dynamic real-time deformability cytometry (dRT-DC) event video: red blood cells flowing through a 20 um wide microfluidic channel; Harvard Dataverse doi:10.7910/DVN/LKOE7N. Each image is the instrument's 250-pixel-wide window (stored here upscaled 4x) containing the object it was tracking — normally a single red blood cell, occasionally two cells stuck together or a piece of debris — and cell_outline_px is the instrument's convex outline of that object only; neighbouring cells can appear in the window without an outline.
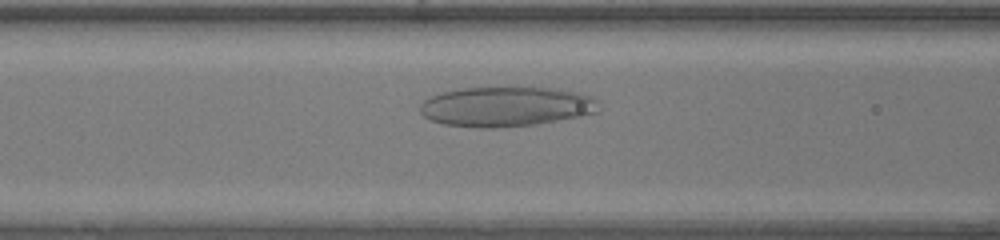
{"species": "human", "species_latin": "Homo sapiens", "temperature_condition": "warm", "stored_images_in_passage": 40, "camera_frame_rate_fps": 3000, "um_per_image_px": 0.085, "donor": {"sex": "female"}, "frame": {"image": 1, "passage_image": 11, "time_ms": 3.333, "image_size_px": [1000, 240], "cell_outline_px": [[596, 112], [580, 116], [536, 124], [496, 128], [480, 128], [444, 124], [432, 120], [424, 116], [420, 112], [420, 104], [424, 100], [432, 96], [444, 92], [460, 88], [552, 88], [576, 92], [588, 96], [596, 100]], "centroid_in_image_um": [42.96, 9.07], "position_along_channel_um": 123.6, "area_um2": 40.92}}
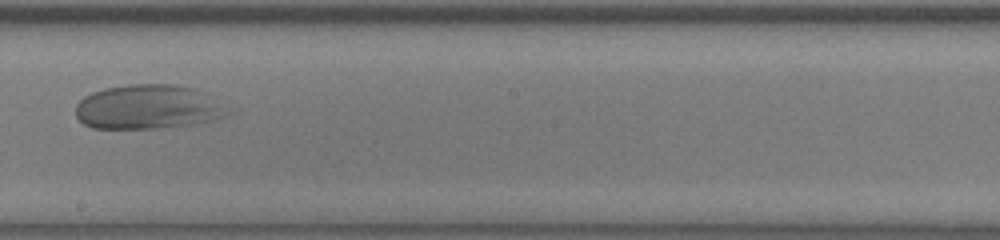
{"frame": {"image": 2, "passage_image": 19, "time_ms": 6.0, "image_size_px": [1000, 240], "cell_outline_px": [[240, 108], [236, 112], [228, 116], [196, 124], [160, 128], [92, 128], [84, 124], [76, 116], [76, 104], [84, 96], [92, 92], [104, 88], [128, 84], [176, 84], [192, 88], [204, 92]], "centroid_in_image_um": [12.76, 9.09], "position_along_channel_um": 235.4, "area_um2": 40.58}}
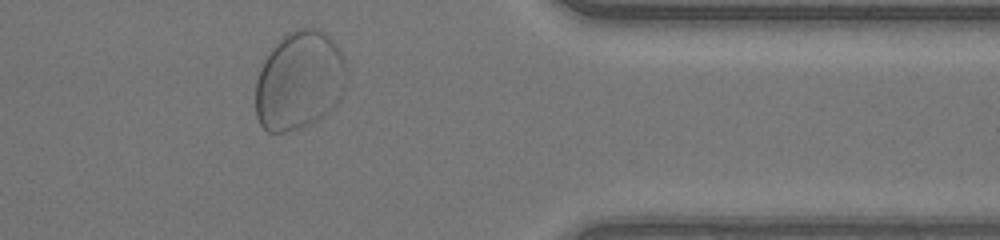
{"frame": {"image": 3, "passage_image": 31, "time_ms": 10.0, "image_size_px": [1000, 240], "cell_outline_px": [[348, 80], [340, 100], [324, 116], [312, 124], [284, 132], [268, 132], [260, 124], [256, 116], [256, 80], [260, 68], [264, 60], [272, 48], [284, 36], [296, 28], [320, 28], [336, 44], [340, 52], [348, 72]], "centroid_in_image_um": [25.47, 6.86], "position_along_channel_um": 385.9, "area_um2": 52.6}, "authors_computed_cell_mechanics": {"area_um2": 47.9162, "velocity_mm_per_s": 4.2132, "shape_relaxation_time_tau1_ms": 6.3987, "shape_relaxation_time_tau2_ms": null, "deformation_change_tau1": 0.2038, "deformation_change_tau2": null}}